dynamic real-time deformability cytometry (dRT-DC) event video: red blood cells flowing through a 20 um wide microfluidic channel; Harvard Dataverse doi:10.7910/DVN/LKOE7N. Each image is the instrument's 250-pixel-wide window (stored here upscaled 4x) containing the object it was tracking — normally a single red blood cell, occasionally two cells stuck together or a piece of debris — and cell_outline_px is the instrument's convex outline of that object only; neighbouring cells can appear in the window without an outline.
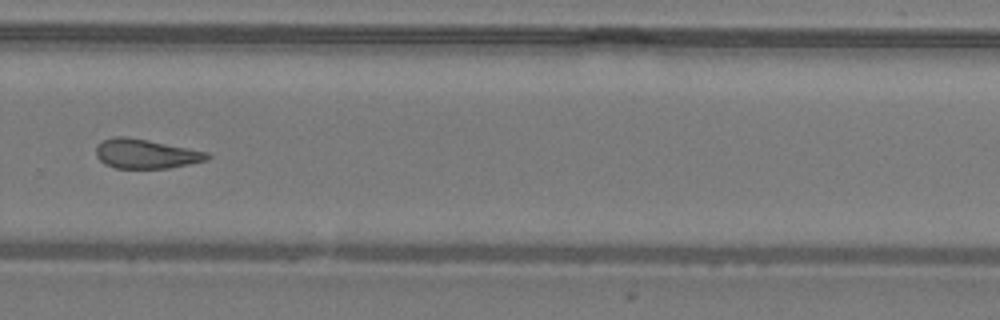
{"species": "common noctule bat (a hibernating species)", "species_latin": "Nyctalus noctula", "temperature_condition": "warm", "stored_images_in_passage": 30, "camera_frame_rate_fps": 3000, "um_per_image_px": 0.085, "animal": {"sex": "male", "body_mass_g": 19.2, "forearm_length_mm": 51.8}, "frame": {"image": 1, "passage_image": 22, "time_ms": 7.0, "image_size_px": [1000, 320], "cell_outline_px": [[212, 156], [208, 160], [168, 168], [116, 168], [104, 164], [96, 156], [96, 144], [100, 140], [116, 136], [124, 136], [148, 140], [208, 152]], "centroid_in_image_um": [12.36, 13.07], "position_along_channel_um": 317.4, "area_um2": 19.13}}